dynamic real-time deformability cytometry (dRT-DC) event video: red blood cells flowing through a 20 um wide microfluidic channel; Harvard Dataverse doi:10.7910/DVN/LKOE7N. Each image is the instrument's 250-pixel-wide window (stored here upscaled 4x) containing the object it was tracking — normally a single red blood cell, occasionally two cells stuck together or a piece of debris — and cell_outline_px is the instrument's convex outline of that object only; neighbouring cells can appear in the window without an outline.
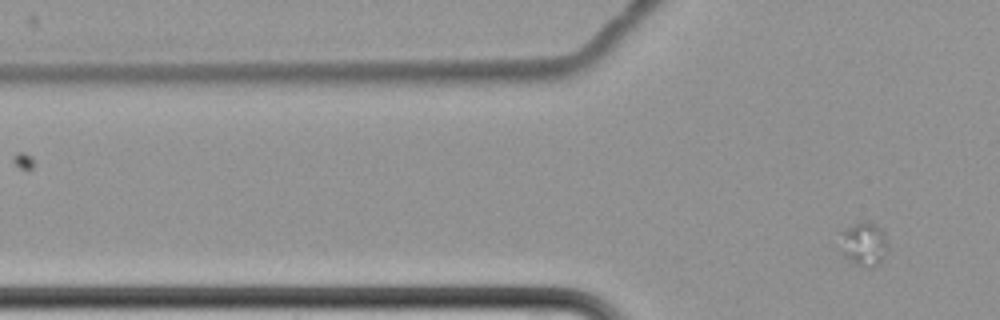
{"species": "common noctule bat (a hibernating species)", "species_latin": "Nyctalus noctula", "temperature_condition": "cold", "stored_images_in_passage": 2, "camera_frame_rate_fps": 3000, "um_per_image_px": 0.085, "animal": {"sex": "female", "body_mass_g": 22.7, "forearm_length_mm": 54.2}, "frame": {"image": 1, "passage_image": 2, "time_ms": 2.0, "image_size_px": [1000, 320], "cell_outline_px": [[888, 248], [880, 264], [872, 268], [860, 268], [848, 260], [840, 252], [840, 232], [852, 224], [860, 220], [868, 220], [876, 224], [884, 232], [888, 244]], "centroid_in_image_um": [73.42, 20.75], "position_along_channel_um": 52.4, "area_um2": 12.89}}